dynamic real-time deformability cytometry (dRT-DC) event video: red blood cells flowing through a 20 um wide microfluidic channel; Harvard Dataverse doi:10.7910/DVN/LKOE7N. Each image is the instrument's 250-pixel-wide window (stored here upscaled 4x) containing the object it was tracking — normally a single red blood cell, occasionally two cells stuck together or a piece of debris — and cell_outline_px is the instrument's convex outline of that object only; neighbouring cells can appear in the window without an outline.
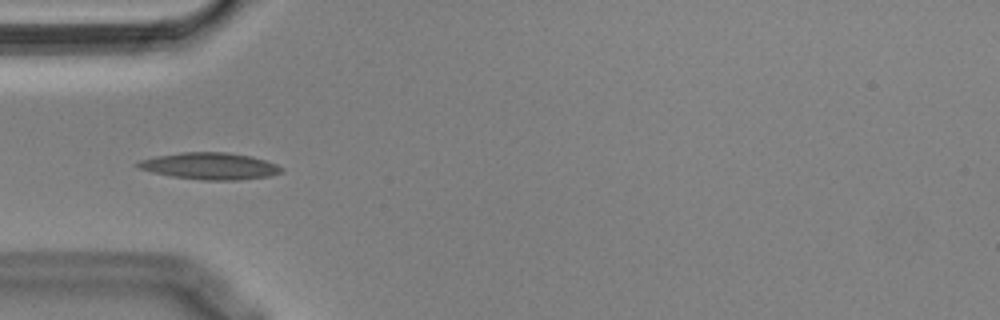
{"species": "Egyptian fruit bat (a non-hibernating species)", "species_latin": "Rousettus aegyptiacus", "temperature_condition": "cold", "stored_images_in_passage": 25, "camera_frame_rate_fps": 3000, "um_per_image_px": 0.085, "animal": {"sex": "male"}, "frame": {"image": 1, "passage_image": 4, "time_ms": 1.0, "image_size_px": [1000, 320], "cell_outline_px": [[284, 172], [268, 176], [236, 180], [200, 180], [172, 176], [152, 172], [136, 168], [132, 164], [140, 160], [156, 156], [180, 152], [228, 152], [252, 156], [276, 164], [284, 168]], "centroid_in_image_um": [17.81, 14.11], "position_along_channel_um": 67.2, "area_um2": 22.6}}